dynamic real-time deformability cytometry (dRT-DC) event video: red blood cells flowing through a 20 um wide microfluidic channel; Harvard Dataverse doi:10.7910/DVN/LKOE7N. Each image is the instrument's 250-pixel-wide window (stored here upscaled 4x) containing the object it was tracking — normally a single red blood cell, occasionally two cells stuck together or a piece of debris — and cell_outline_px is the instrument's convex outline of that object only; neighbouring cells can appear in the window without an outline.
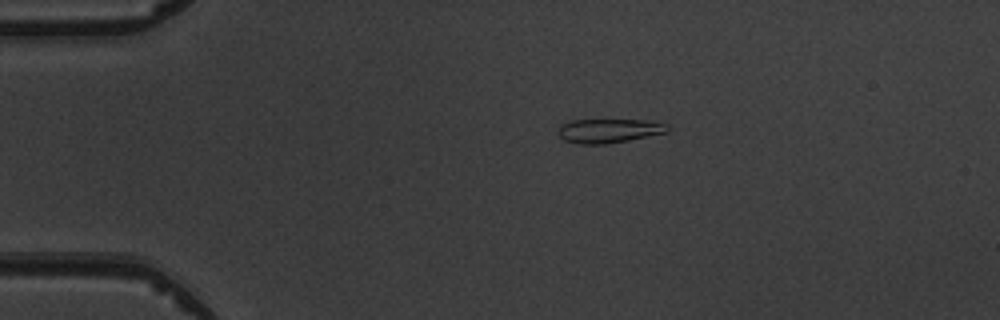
{"species": "common noctule bat (a hibernating species)", "species_latin": "Nyctalus noctula", "temperature_condition": "warm", "stored_images_in_passage": 4, "camera_frame_rate_fps": 3000, "um_per_image_px": 0.085, "animal": {"sex": "male", "body_mass_g": 19.5, "forearm_length_mm": 54.6}, "frame": {"image": 1, "passage_image": 1, "time_ms": 0.0, "image_size_px": [1000, 320], "cell_outline_px": [[668, 132], [628, 140], [604, 144], [580, 144], [564, 140], [560, 136], [560, 124], [572, 120], [652, 120], [668, 124]], "centroid_in_image_um": [51.79, 11.1], "position_along_channel_um": 33.2, "area_um2": 15.26}}
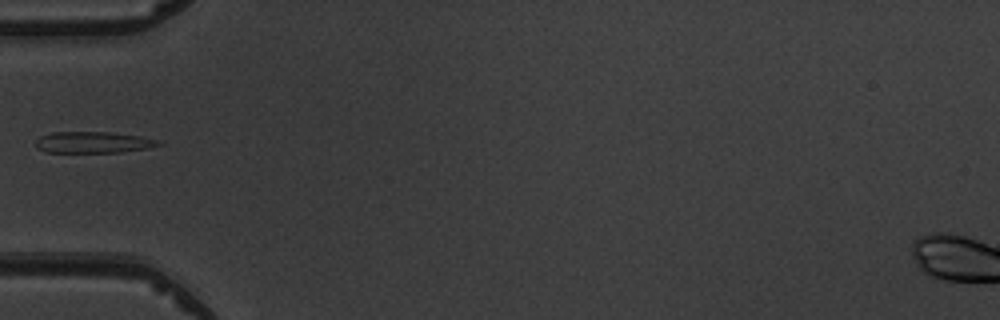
{"frame": {"image": 2, "passage_image": 3, "time_ms": 2.333, "image_size_px": [1000, 320], "cell_outline_px": [[164, 144], [148, 148], [120, 152], [48, 152], [36, 148], [36, 140], [40, 136], [52, 132], [112, 132], [140, 136], [160, 140]], "centroid_in_image_um": [7.95, 12.09], "position_along_channel_um": 77.0, "area_um2": 15.32}}
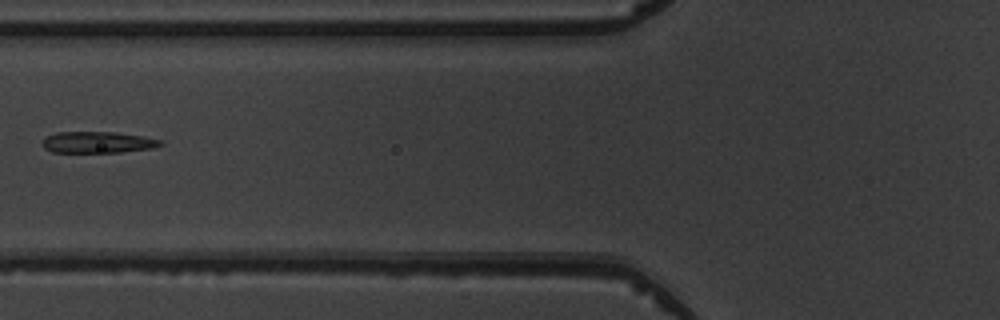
{"frame": {"image": 3, "passage_image": 4, "time_ms": 3.333, "image_size_px": [1000, 320], "cell_outline_px": [[164, 144], [152, 148], [120, 152], [52, 152], [44, 148], [44, 140], [48, 136], [56, 132], [116, 132], [144, 136], [160, 140]], "centroid_in_image_um": [8.34, 12.09], "position_along_channel_um": 117.5, "area_um2": 14.57}}